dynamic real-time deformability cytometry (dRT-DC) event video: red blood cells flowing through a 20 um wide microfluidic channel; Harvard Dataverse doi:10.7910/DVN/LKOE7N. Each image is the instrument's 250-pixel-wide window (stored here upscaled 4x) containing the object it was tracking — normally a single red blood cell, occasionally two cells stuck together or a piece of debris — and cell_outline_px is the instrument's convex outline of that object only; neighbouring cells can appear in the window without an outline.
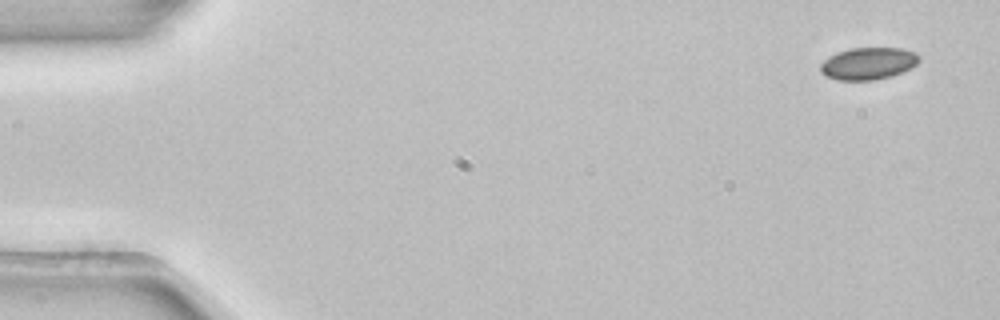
{"species": "common noctule bat (a hibernating species)", "species_latin": "Nyctalus noctula", "temperature_condition": "room temperature", "stored_images_in_passage": 6, "camera_frame_rate_fps": 3000, "um_per_image_px": 0.085, "animal": {"sex": "female", "body_mass_g": 22.7, "forearm_length_mm": 54.2}, "frame": {"image": 1, "passage_image": 1, "time_ms": 0.0, "image_size_px": [1000, 320], "cell_outline_px": [[920, 60], [916, 64], [892, 76], [876, 80], [836, 80], [824, 76], [820, 72], [820, 64], [824, 60], [836, 52], [852, 48], [900, 48], [916, 52], [920, 56]], "centroid_in_image_um": [73.77, 5.4], "position_along_channel_um": 11.2, "area_um2": 18.55}}